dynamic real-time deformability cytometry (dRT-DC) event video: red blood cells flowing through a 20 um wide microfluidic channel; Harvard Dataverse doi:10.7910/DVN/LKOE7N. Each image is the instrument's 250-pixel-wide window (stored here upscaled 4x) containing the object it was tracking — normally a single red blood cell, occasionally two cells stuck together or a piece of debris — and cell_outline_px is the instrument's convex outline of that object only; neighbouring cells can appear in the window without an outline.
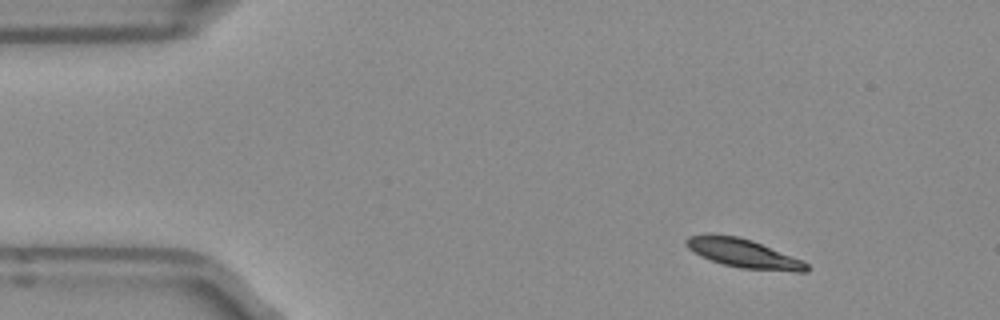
{"species": "Egyptian fruit bat (a non-hibernating species)", "species_latin": "Rousettus aegyptiacus", "temperature_condition": "room temperature", "stored_images_in_passage": 2, "camera_frame_rate_fps": 3000, "um_per_image_px": 0.085, "frame": {"image": 1, "passage_image": 2, "time_ms": 0.333, "image_size_px": [1000, 320], "cell_outline_px": [[812, 268], [808, 272], [796, 272], [740, 268], [724, 264], [712, 260], [688, 248], [684, 244], [684, 240], [688, 236], [708, 232], [712, 232], [736, 236], [752, 240], [800, 260], [808, 264]], "centroid_in_image_um": [63.16, 21.51], "position_along_channel_um": 21.8, "area_um2": 20.23}}